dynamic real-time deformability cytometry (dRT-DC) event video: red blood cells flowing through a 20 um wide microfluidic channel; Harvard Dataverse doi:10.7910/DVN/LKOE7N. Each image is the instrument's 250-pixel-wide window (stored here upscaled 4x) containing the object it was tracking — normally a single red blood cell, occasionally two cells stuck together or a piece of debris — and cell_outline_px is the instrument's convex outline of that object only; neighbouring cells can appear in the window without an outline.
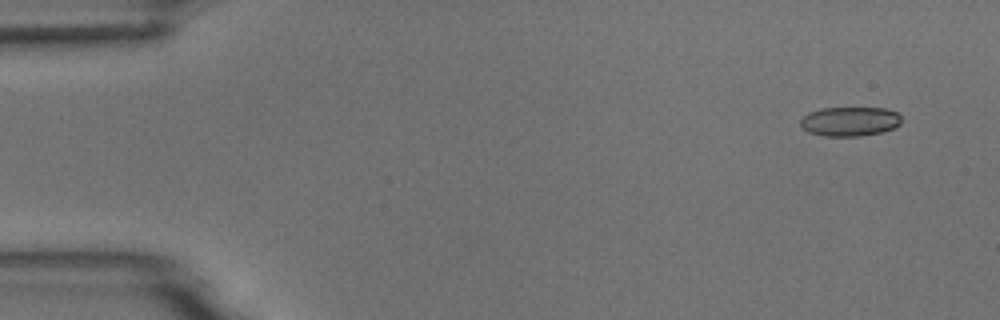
{"species": "common noctule bat (a hibernating species)", "species_latin": "Nyctalus noctula", "temperature_condition": "room temperature", "stored_images_in_passage": 5, "camera_frame_rate_fps": 3000, "um_per_image_px": 0.085, "animal": {"sex": "male", "body_mass_g": 18.8}, "frame": {"image": 1, "passage_image": 1, "time_ms": 0.0, "image_size_px": [1000, 320], "cell_outline_px": [[900, 124], [892, 128], [880, 132], [860, 136], [824, 136], [808, 132], [800, 124], [800, 120], [808, 112], [820, 108], [884, 108], [896, 112], [900, 116]], "centroid_in_image_um": [72.2, 10.31], "position_along_channel_um": 12.8, "area_um2": 17.17}}
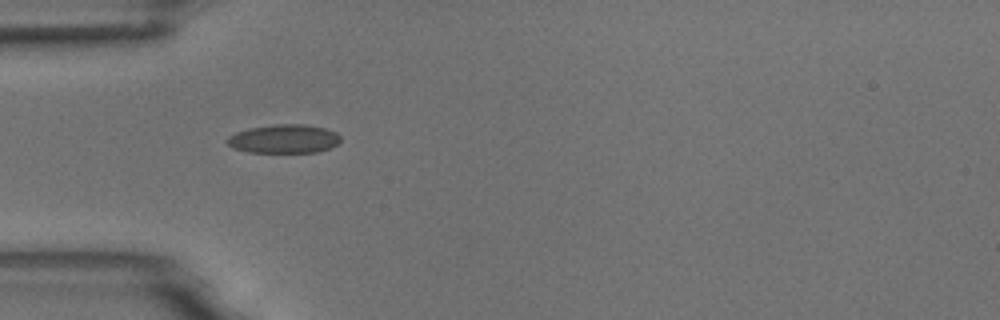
{"frame": {"image": 2, "passage_image": 4, "time_ms": 4.333, "image_size_px": [1000, 320], "cell_outline_px": [[340, 140], [332, 148], [316, 152], [248, 152], [232, 148], [224, 140], [228, 136], [236, 132], [252, 128], [276, 124], [304, 124], [324, 128], [336, 132], [340, 136]], "centroid_in_image_um": [24.13, 11.81], "position_along_channel_um": 60.9, "area_um2": 18.96}}